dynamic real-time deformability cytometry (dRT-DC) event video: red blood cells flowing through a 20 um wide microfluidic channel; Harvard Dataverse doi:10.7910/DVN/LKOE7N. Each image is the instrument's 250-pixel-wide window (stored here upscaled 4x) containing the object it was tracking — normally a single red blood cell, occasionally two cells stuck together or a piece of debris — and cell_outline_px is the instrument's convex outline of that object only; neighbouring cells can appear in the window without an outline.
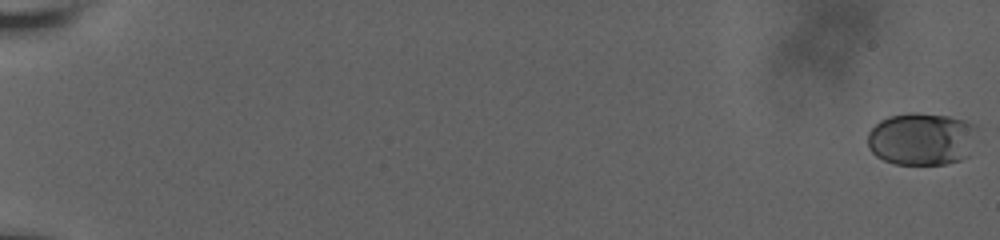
{"species": "human", "species_latin": "Homo sapiens", "temperature_condition": "room temperature", "stored_images_in_passage": 62, "camera_frame_rate_fps": 3000, "um_per_image_px": 0.085, "donor": {"sex": "male"}, "frame": {"image": 1, "passage_image": 1, "time_ms": 0.0, "image_size_px": [1000, 240], "cell_outline_px": [[976, 128], [968, 156], [960, 160], [944, 164], [896, 164], [884, 160], [876, 156], [868, 148], [868, 132], [880, 120], [888, 116], [908, 112], [916, 112], [948, 116], [964, 120], [976, 124]], "centroid_in_image_um": [78.31, 11.8], "position_along_channel_um": 6.7, "area_um2": 33.64}}
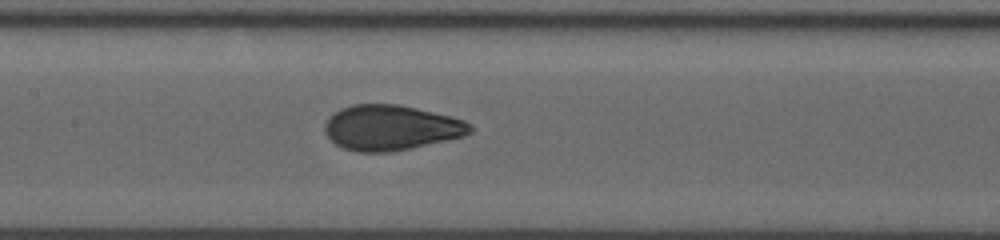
{"frame": {"image": 2, "passage_image": 34, "time_ms": 11.0, "image_size_px": [1000, 240], "cell_outline_px": [[472, 132], [464, 136], [412, 148], [388, 152], [356, 152], [344, 148], [336, 144], [324, 132], [324, 124], [328, 116], [332, 112], [340, 108], [352, 104], [396, 104], [416, 108], [464, 120], [472, 124]], "centroid_in_image_um": [33.19, 10.85], "position_along_channel_um": 174.2, "area_um2": 38.38}}
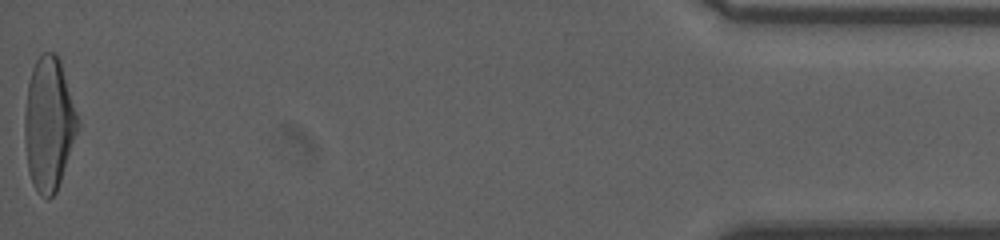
{"frame": {"image": 3, "passage_image": 62, "time_ms": 20.333, "image_size_px": [1000, 240], "cell_outline_px": [[80, 128], [56, 192], [48, 200], [40, 196], [36, 192], [32, 184], [28, 172], [24, 136], [24, 112], [28, 84], [32, 68], [36, 60], [44, 52], [56, 52], [60, 60], [80, 124]], "centroid_in_image_um": [4.14, 10.57], "position_along_channel_um": 431.1, "area_um2": 41.62}, "authors_computed_cell_mechanics": {"area_um2": 37.9168, "velocity_mm_per_s": 3.6747, "shape_relaxation_time_tau1_ms": 5.6312, "shape_relaxation_time_tau2_ms": 0.7163, "deformation_change_tau1": 0.2046, "deformation_change_tau2": 0.0551}}